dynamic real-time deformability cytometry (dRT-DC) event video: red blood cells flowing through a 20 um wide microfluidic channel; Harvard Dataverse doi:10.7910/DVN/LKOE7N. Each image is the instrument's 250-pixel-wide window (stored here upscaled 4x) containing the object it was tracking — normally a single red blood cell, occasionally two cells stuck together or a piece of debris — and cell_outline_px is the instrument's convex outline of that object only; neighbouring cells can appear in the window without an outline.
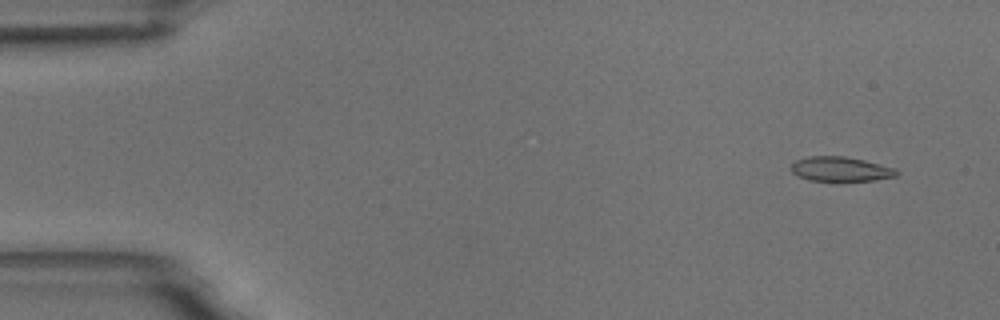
{"species": "common noctule bat (a hibernating species)", "species_latin": "Nyctalus noctula", "temperature_condition": "room temperature", "stored_images_in_passage": 6, "camera_frame_rate_fps": 3000, "um_per_image_px": 0.085, "animal": {"sex": "male", "body_mass_g": 18.8}, "frame": {"image": 1, "passage_image": 2, "time_ms": 1.0, "image_size_px": [1000, 320], "cell_outline_px": [[900, 172], [896, 176], [876, 180], [808, 180], [792, 172], [792, 164], [796, 160], [808, 156], [844, 156], [864, 160], [896, 168]], "centroid_in_image_um": [71.49, 14.36], "position_along_channel_um": 13.5, "area_um2": 14.91}}